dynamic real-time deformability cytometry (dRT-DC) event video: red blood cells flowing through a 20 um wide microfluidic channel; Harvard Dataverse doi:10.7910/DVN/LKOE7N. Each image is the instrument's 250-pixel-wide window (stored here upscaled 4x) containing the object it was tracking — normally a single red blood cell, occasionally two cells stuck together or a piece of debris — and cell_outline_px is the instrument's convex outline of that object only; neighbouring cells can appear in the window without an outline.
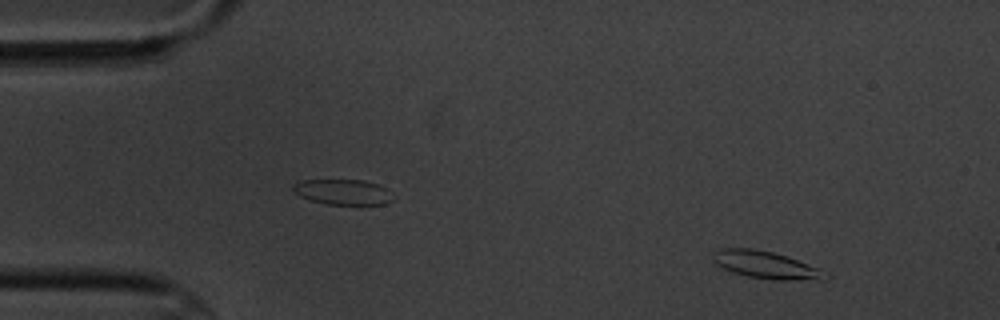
{"species": "common noctule bat (a hibernating species)", "species_latin": "Nyctalus noctula", "temperature_condition": "cold", "stored_images_in_passage": 3, "camera_frame_rate_fps": 3000, "um_per_image_px": 0.085, "animal": {"sex": "male", "body_mass_g": 20.1, "forearm_length_mm": 53.5}, "frame": {"image": 1, "passage_image": 1, "time_ms": 0.0, "image_size_px": [1000, 320], "cell_outline_px": [[828, 276], [824, 280], [772, 280], [748, 276], [732, 272], [716, 264], [712, 260], [712, 252], [720, 248], [752, 248], [772, 252], [788, 256], [816, 268]], "centroid_in_image_um": [65.03, 22.51], "position_along_channel_um": 20.0, "area_um2": 17.8}}